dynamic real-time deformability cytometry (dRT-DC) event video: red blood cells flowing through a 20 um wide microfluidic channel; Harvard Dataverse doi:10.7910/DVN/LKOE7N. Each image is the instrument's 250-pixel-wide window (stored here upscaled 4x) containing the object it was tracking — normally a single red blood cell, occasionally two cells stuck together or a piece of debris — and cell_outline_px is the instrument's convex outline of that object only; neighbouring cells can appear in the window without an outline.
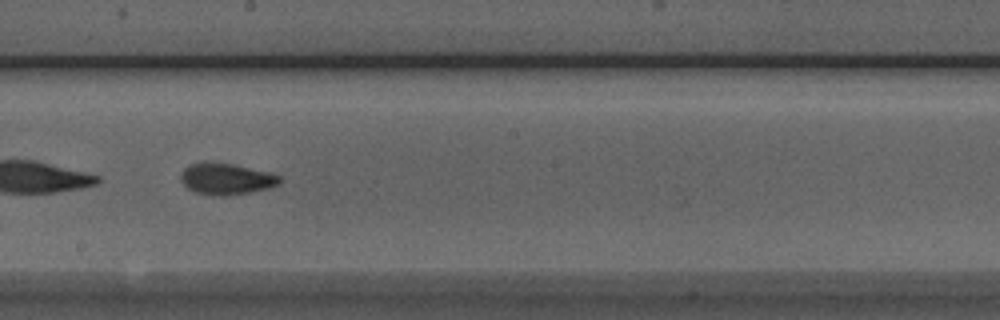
{"species": "Egyptian fruit bat (a non-hibernating species)", "species_latin": "Rousettus aegyptiacus", "temperature_condition": "room temperature", "stored_images_in_passage": 43, "camera_frame_rate_fps": 3000, "um_per_image_px": 0.085, "animal": {"sex": "male"}, "frame": {"image": 1, "passage_image": 19, "time_ms": 6.0, "image_size_px": [1000, 320], "cell_outline_px": [[280, 184], [268, 188], [228, 196], [212, 196], [196, 192], [188, 188], [180, 180], [180, 172], [188, 164], [200, 160], [204, 160], [232, 164], [272, 172], [280, 176]], "centroid_in_image_um": [19.19, 15.18], "position_along_channel_um": 229.0, "area_um2": 18.55}}
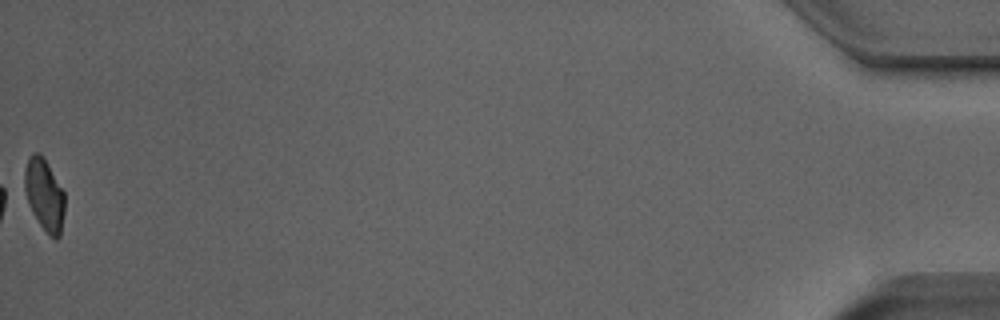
{"frame": {"image": 2, "passage_image": 43, "time_ms": 14.0, "image_size_px": [1000, 320], "cell_outline_px": [[64, 212], [60, 236], [56, 240], [48, 236], [32, 212], [20, 188], [24, 168], [28, 156], [32, 152], [40, 152], [48, 164], [64, 192]], "centroid_in_image_um": [3.7, 16.52], "position_along_channel_um": 431.5, "area_um2": 17.57}, "authors_computed_cell_mechanics": {"area_um2": 17.8024, "velocity_mm_per_s": 3.8724, "shape_relaxation_time_tau1_ms": 7.1442, "shape_relaxation_time_tau2_ms": 1.6375, "deformation_change_tau1": 0.1684, "deformation_change_tau2": 0.0656}}